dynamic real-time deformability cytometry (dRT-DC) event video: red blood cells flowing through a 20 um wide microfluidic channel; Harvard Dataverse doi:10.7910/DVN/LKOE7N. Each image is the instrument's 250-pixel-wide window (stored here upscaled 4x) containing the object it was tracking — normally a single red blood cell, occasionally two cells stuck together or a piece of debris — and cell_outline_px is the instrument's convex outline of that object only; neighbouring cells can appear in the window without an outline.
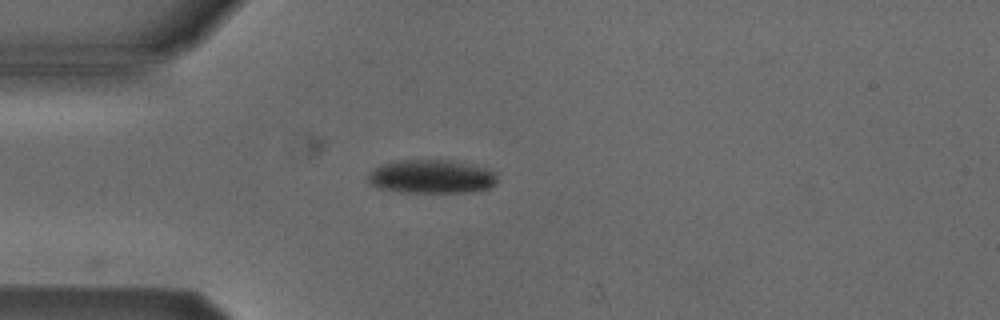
{"species": "Egyptian fruit bat (a non-hibernating species)", "species_latin": "Rousettus aegyptiacus", "temperature_condition": "cold", "stored_images_in_passage": 36, "camera_frame_rate_fps": 3000, "um_per_image_px": 0.085, "animal": {"sex": "male"}, "frame": {"image": 1, "passage_image": 1, "time_ms": 0.0, "image_size_px": [1000, 320], "cell_outline_px": [[496, 184], [488, 188], [468, 192], [404, 192], [380, 188], [372, 184], [368, 180], [368, 176], [380, 164], [396, 160], [448, 160], [484, 168], [496, 172]], "centroid_in_image_um": [36.68, 15.01], "position_along_channel_um": 48.3, "area_um2": 24.97}}
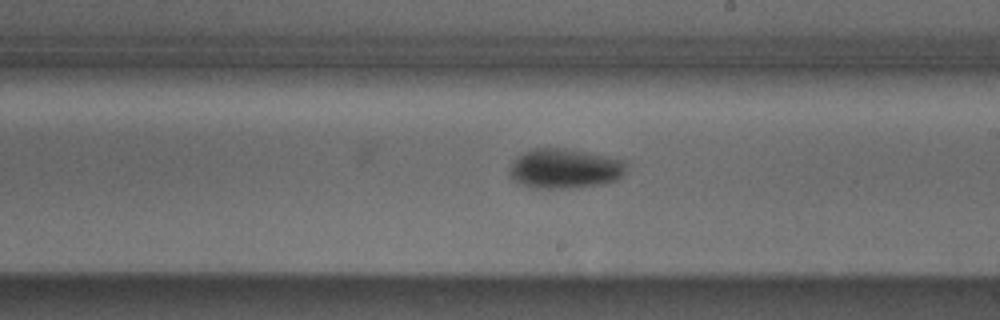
{"frame": {"image": 2, "passage_image": 17, "time_ms": 5.333, "image_size_px": [1000, 320], "cell_outline_px": [[628, 164], [624, 172], [616, 180], [604, 184], [568, 188], [532, 188], [512, 180], [508, 176], [508, 172], [512, 164], [524, 152], [532, 148], [560, 148], [584, 152], [624, 160]], "centroid_in_image_um": [47.98, 14.34], "position_along_channel_um": 241.0, "area_um2": 26.88}}
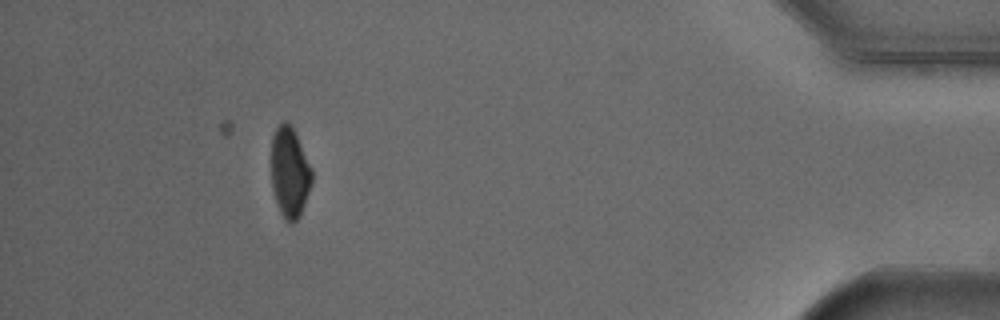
{"frame": {"image": 3, "passage_image": 35, "time_ms": 11.333, "image_size_px": [1000, 320], "cell_outline_px": [[312, 180], [300, 216], [296, 220], [284, 220], [280, 212], [272, 188], [272, 136], [276, 128], [284, 120], [288, 120], [312, 168]], "centroid_in_image_um": [24.62, 14.63], "position_along_channel_um": 410.6, "area_um2": 20.92}}